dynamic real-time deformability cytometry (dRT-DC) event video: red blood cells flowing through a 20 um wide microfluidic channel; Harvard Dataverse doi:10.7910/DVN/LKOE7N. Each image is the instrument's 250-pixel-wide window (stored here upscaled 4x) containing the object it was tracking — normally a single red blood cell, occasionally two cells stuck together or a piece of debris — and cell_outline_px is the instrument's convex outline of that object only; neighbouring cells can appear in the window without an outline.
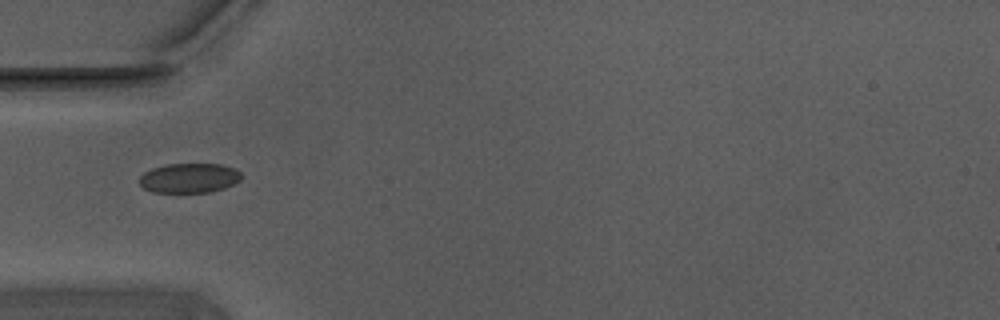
{"species": "Egyptian fruit bat (a non-hibernating species)", "species_latin": "Rousettus aegyptiacus", "temperature_condition": "warm", "stored_images_in_passage": 39, "camera_frame_rate_fps": 3000, "um_per_image_px": 0.085, "animal": {"sex": "male"}, "frame": {"image": 1, "passage_image": 1, "time_ms": 0.0, "image_size_px": [1000, 320], "cell_outline_px": [[244, 176], [240, 180], [224, 188], [208, 192], [152, 192], [144, 188], [140, 184], [140, 176], [144, 172], [152, 168], [168, 164], [220, 164], [232, 168], [240, 172]], "centroid_in_image_um": [16.08, 15.13], "position_along_channel_um": 68.9, "area_um2": 17.51}}
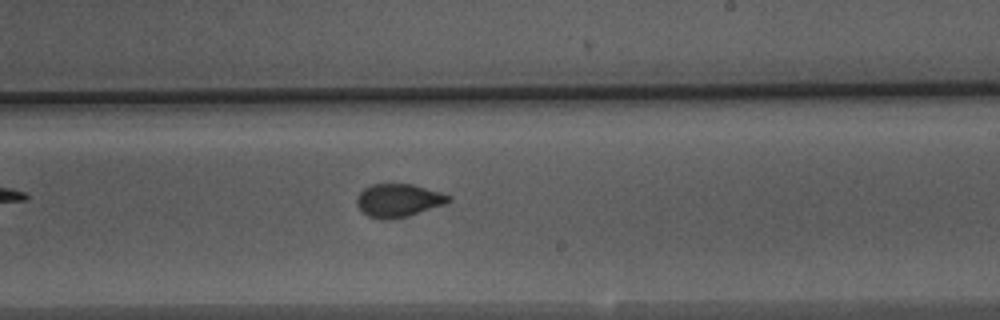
{"frame": {"image": 2, "passage_image": 16, "time_ms": 5.0, "image_size_px": [1000, 320], "cell_outline_px": [[452, 200], [444, 204], [408, 216], [392, 220], [380, 220], [368, 216], [356, 204], [356, 200], [360, 192], [364, 188], [372, 184], [412, 184], [440, 192], [452, 196]], "centroid_in_image_um": [33.86, 17.04], "position_along_channel_um": 255.1, "area_um2": 17.74}}
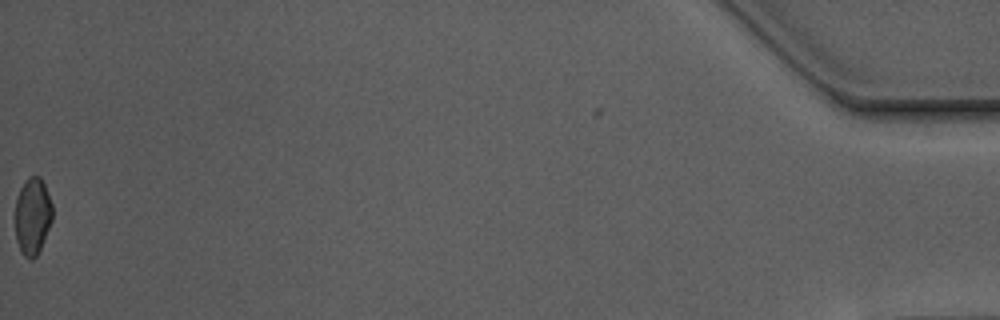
{"frame": {"image": 3, "passage_image": 39, "time_ms": 12.667, "image_size_px": [1000, 320], "cell_outline_px": [[52, 220], [40, 248], [36, 256], [32, 260], [28, 260], [20, 252], [16, 240], [16, 196], [24, 180], [28, 176], [40, 176], [44, 184], [52, 204]], "centroid_in_image_um": [2.75, 18.37], "position_along_channel_um": 432.4, "area_um2": 16.76}, "authors_computed_cell_mechanics": {"area_um2": 17.7446, "velocity_mm_per_s": 3.7223, "shape_relaxation_time_tau1_ms": 8.7096, "shape_relaxation_time_tau2_ms": 0.8672, "deformation_change_tau1": 0.1279, "deformation_change_tau2": 0.0374}}